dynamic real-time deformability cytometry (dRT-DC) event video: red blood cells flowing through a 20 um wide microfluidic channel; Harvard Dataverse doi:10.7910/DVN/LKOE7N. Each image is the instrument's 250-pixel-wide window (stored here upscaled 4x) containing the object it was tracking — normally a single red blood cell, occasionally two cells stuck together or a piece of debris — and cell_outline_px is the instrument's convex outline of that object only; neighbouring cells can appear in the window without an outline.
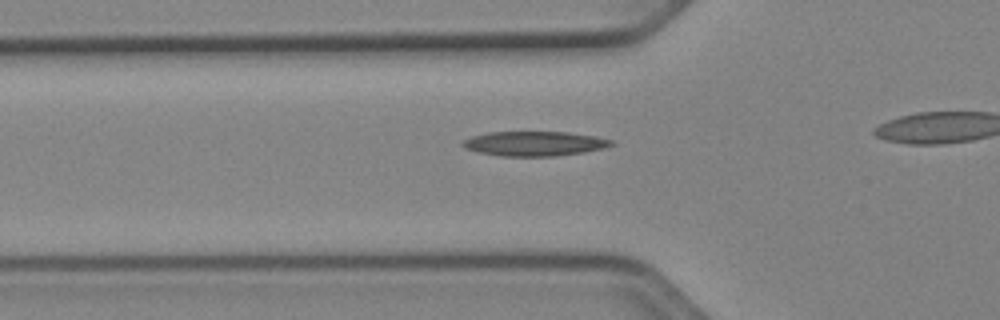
{"species": "Egyptian fruit bat (a non-hibernating species)", "species_latin": "Rousettus aegyptiacus", "temperature_condition": "cold", "stored_images_in_passage": 34, "camera_frame_rate_fps": 3000, "um_per_image_px": 0.085, "animal": {"sex": "female"}, "frame": {"image": 1, "passage_image": 10, "time_ms": 3.0, "image_size_px": [1000, 320], "cell_outline_px": [[616, 144], [604, 148], [584, 152], [556, 156], [500, 156], [476, 152], [464, 148], [460, 144], [464, 140], [472, 136], [488, 132], [568, 132], [596, 136], [612, 140]], "centroid_in_image_um": [45.42, 12.21], "position_along_channel_um": 80.4, "area_um2": 21.5}}
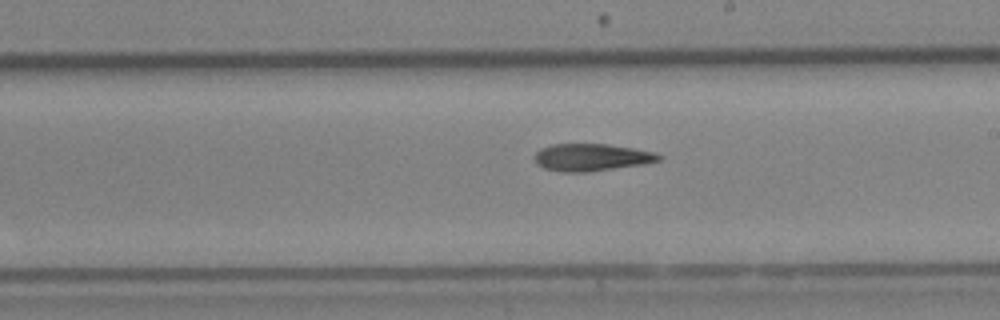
{"frame": {"image": 2, "passage_image": 22, "time_ms": 7.0, "image_size_px": [1000, 320], "cell_outline_px": [[664, 156], [660, 160], [644, 164], [588, 172], [560, 172], [544, 168], [536, 160], [536, 152], [540, 148], [552, 144], [608, 144], [656, 152]], "centroid_in_image_um": [50.32, 13.37], "position_along_channel_um": 238.7, "area_um2": 19.71}}
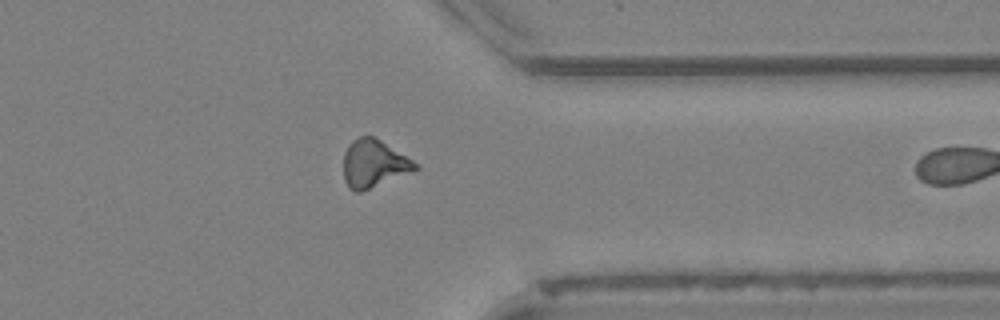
{"frame": {"image": 3, "passage_image": 33, "time_ms": 10.667, "image_size_px": [1000, 320], "cell_outline_px": [[420, 168], [360, 192], [356, 192], [348, 188], [344, 180], [344, 152], [348, 144], [352, 140], [360, 136], [372, 136], [380, 140], [420, 164]], "centroid_in_image_um": [31.76, 13.9], "position_along_channel_um": 379.6, "area_um2": 19.83}}